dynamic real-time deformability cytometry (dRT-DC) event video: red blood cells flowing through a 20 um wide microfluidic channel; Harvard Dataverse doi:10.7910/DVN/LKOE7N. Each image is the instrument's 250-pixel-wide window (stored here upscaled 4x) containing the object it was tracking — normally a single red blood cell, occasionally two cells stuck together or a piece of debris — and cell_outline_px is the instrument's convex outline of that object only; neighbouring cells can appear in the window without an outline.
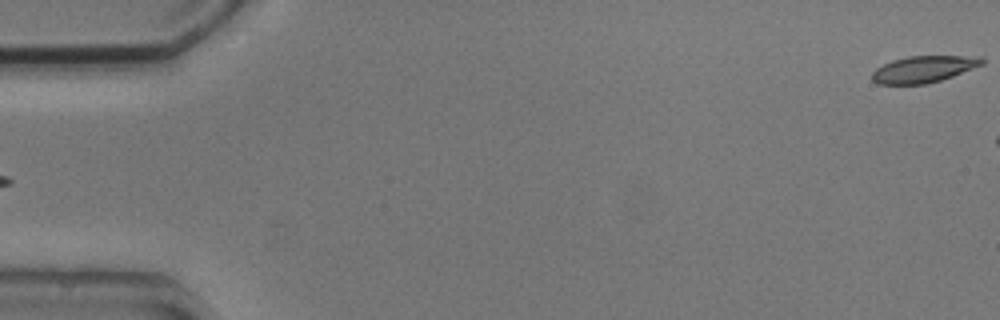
{"species": "common noctule bat (a hibernating species)", "species_latin": "Nyctalus noctula", "temperature_condition": "cold", "stored_images_in_passage": 5, "segment_of_instrument_passage": [2, 2], "camera_frame_rate_fps": 3000, "um_per_image_px": 0.085, "animal": {"sex": "male", "body_mass_g": 20.5, "forearm_length_mm": 52.5}, "frame": {"image": 1, "passage_image": 5, "time_ms": 5.333, "image_size_px": [1000, 320], "cell_outline_px": [[984, 64], [952, 76], [940, 80], [924, 84], [880, 84], [872, 80], [872, 72], [876, 68], [892, 60], [908, 56], [984, 56]], "centroid_in_image_um": [78.52, 5.87], "position_along_channel_um": 6.5, "area_um2": 16.99}}